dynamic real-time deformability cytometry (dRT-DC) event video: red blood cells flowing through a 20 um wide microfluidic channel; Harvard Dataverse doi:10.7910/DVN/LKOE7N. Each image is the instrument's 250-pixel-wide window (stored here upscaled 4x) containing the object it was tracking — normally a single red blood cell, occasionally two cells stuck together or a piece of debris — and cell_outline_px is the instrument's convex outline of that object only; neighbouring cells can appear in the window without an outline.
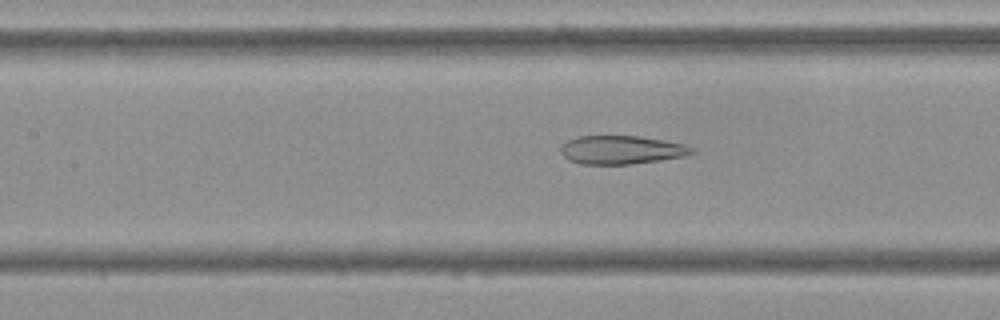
{"species": "Egyptian fruit bat (a non-hibernating species)", "species_latin": "Rousettus aegyptiacus", "temperature_condition": "cold", "stored_images_in_passage": 53, "camera_frame_rate_fps": 3000, "um_per_image_px": 0.085, "frame": {"image": 1, "passage_image": 23, "time_ms": 7.333, "image_size_px": [1000, 320], "cell_outline_px": [[696, 152], [684, 156], [660, 160], [632, 164], [580, 164], [568, 160], [560, 152], [560, 144], [576, 136], [640, 136], [664, 140], [684, 144], [692, 148]], "centroid_in_image_um": [52.78, 12.74], "position_along_channel_um": 154.6, "area_um2": 21.91}}
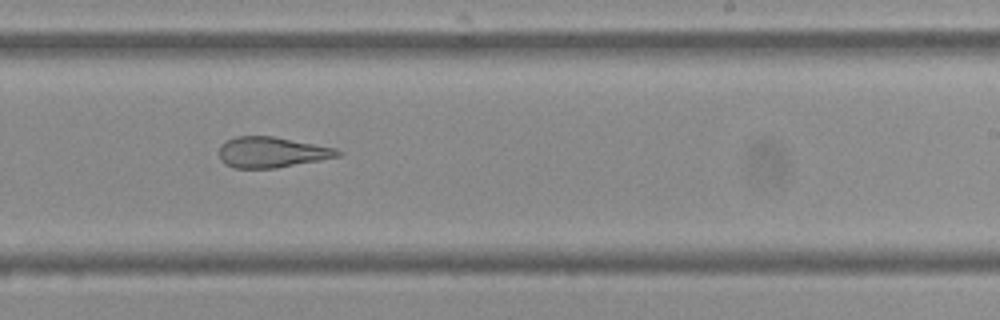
{"frame": {"image": 2, "passage_image": 32, "time_ms": 10.333, "image_size_px": [1000, 320], "cell_outline_px": [[344, 152], [340, 156], [320, 160], [276, 168], [236, 168], [224, 164], [220, 160], [220, 144], [236, 136], [272, 136], [336, 148]], "centroid_in_image_um": [23.1, 12.94], "position_along_channel_um": 265.9, "area_um2": 21.15}}
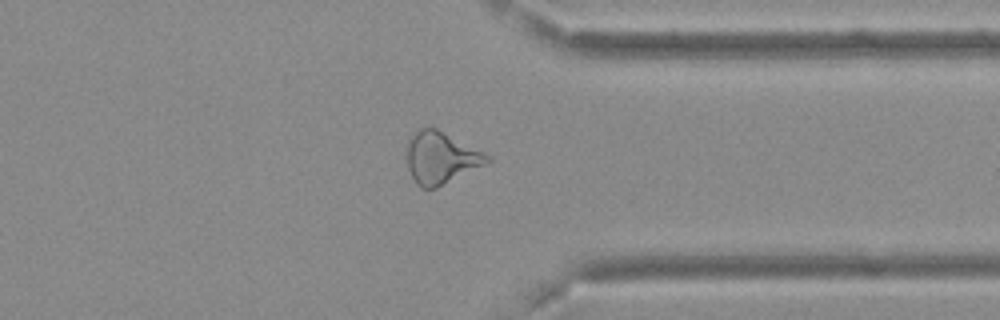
{"frame": {"image": 3, "passage_image": 41, "time_ms": 13.333, "image_size_px": [1000, 320], "cell_outline_px": [[492, 160], [436, 188], [420, 188], [416, 184], [408, 168], [408, 140], [420, 128], [436, 128], [492, 156]], "centroid_in_image_um": [37.48, 13.42], "position_along_channel_um": 373.9, "area_um2": 23.81}, "authors_computed_cell_mechanics": {"area_um2": 25.6054, "velocity_mm_per_s": 3.7148, "shape_relaxation_time_tau1_ms": null, "shape_relaxation_time_tau2_ms": 2.7963, "deformation_change_tau1": null, "deformation_change_tau2": 0.1327}}